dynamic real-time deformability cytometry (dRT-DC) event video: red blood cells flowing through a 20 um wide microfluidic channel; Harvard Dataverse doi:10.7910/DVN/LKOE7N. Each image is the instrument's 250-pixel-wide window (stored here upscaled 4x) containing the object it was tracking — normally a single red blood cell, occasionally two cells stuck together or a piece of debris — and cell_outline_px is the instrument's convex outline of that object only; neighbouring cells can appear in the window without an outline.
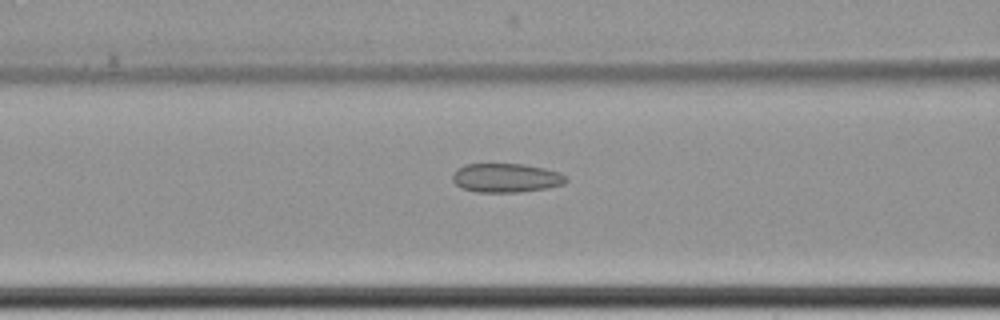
{"species": "common noctule bat (a hibernating species)", "species_latin": "Nyctalus noctula", "temperature_condition": "cold", "stored_images_in_passage": 8, "camera_frame_rate_fps": 3000, "um_per_image_px": 0.085, "animal": {"sex": "female", "body_mass_g": 22.7, "forearm_length_mm": 54.2}, "frame": {"image": 1, "passage_image": 7, "time_ms": 8.333, "image_size_px": [1000, 320], "cell_outline_px": [[568, 180], [564, 184], [544, 188], [520, 192], [476, 192], [460, 188], [452, 180], [452, 172], [456, 168], [468, 164], [524, 164], [544, 168], [560, 172], [568, 176]], "centroid_in_image_um": [43.0, 15.12], "position_along_channel_um": 123.6, "area_um2": 19.36}}
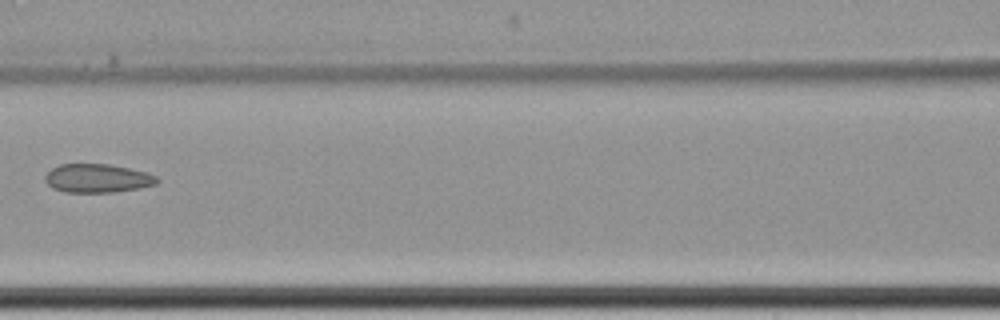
{"frame": {"image": 2, "passage_image": 8, "time_ms": 9.333, "image_size_px": [1000, 320], "cell_outline_px": [[160, 180], [156, 184], [140, 188], [116, 192], [64, 192], [52, 188], [44, 180], [44, 176], [52, 168], [60, 164], [108, 164], [148, 172], [156, 176]], "centroid_in_image_um": [8.29, 15.16], "position_along_channel_um": 158.3, "area_um2": 18.79}}